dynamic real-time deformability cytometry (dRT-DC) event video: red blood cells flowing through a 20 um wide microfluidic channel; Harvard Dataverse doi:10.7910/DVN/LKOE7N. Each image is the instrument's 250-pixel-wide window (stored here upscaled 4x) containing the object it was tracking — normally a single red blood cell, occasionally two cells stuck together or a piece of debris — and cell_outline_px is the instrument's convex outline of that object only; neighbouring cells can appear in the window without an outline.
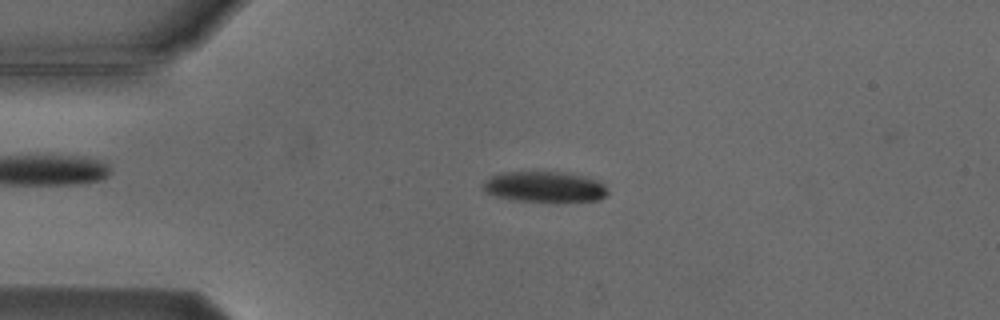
{"species": "Egyptian fruit bat (a non-hibernating species)", "species_latin": "Rousettus aegyptiacus", "temperature_condition": "cold", "stored_images_in_passage": 3, "camera_frame_rate_fps": 3000, "um_per_image_px": 0.085, "animal": {"sex": "male"}, "frame": {"image": 1, "passage_image": 2, "time_ms": 2.333, "image_size_px": [1000, 320], "cell_outline_px": [[608, 192], [600, 200], [512, 200], [496, 196], [484, 192], [480, 184], [484, 180], [492, 176], [504, 172], [564, 172], [584, 176], [600, 180], [608, 188]], "centroid_in_image_um": [46.26, 15.85], "position_along_channel_um": 38.7, "area_um2": 22.08}}